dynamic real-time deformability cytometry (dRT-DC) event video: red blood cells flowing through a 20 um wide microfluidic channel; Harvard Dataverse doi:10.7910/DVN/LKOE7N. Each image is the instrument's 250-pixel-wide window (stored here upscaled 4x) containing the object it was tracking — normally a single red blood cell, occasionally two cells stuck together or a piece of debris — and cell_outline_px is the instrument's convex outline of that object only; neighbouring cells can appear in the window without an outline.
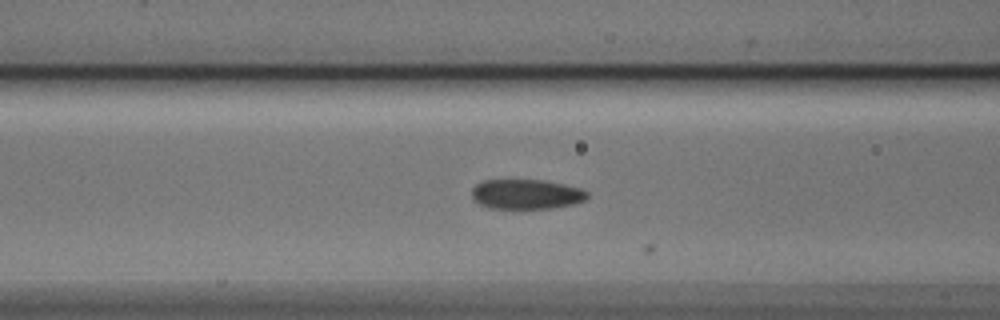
{"species": "Egyptian fruit bat (a non-hibernating species)", "species_latin": "Rousettus aegyptiacus", "temperature_condition": "cold", "stored_images_in_passage": 13, "camera_frame_rate_fps": 3000, "um_per_image_px": 0.085, "animal": {"sex": "male"}, "frame": {"image": 1, "passage_image": 12, "time_ms": 3.667, "image_size_px": [1000, 320], "cell_outline_px": [[588, 196], [584, 200], [576, 204], [552, 208], [488, 208], [472, 200], [472, 188], [476, 184], [484, 180], [544, 180], [564, 184], [580, 188], [588, 192]], "centroid_in_image_um": [44.73, 16.51], "position_along_channel_um": 121.9, "area_um2": 20.17}}